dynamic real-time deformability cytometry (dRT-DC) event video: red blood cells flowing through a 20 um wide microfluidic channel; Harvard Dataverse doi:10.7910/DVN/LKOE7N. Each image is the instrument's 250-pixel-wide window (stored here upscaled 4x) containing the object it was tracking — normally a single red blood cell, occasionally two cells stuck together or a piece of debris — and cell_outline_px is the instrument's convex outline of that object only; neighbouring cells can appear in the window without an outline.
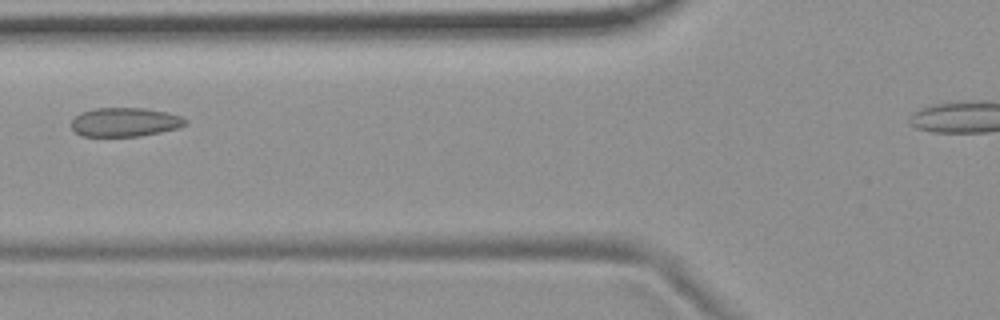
{"species": "common noctule bat (a hibernating species)", "species_latin": "Nyctalus noctula", "temperature_condition": "room temperature", "stored_images_in_passage": 5, "camera_frame_rate_fps": 3000, "um_per_image_px": 0.085, "animal": {"sex": "female", "body_mass_g": 19.9}, "frame": {"image": 1, "passage_image": 3, "time_ms": 2.333, "image_size_px": [1000, 320], "cell_outline_px": [[188, 124], [176, 128], [160, 132], [140, 136], [80, 136], [72, 128], [72, 120], [80, 112], [96, 108], [144, 108], [168, 112], [180, 116], [188, 120]], "centroid_in_image_um": [10.63, 10.37], "position_along_channel_um": 115.2, "area_um2": 19.25}}
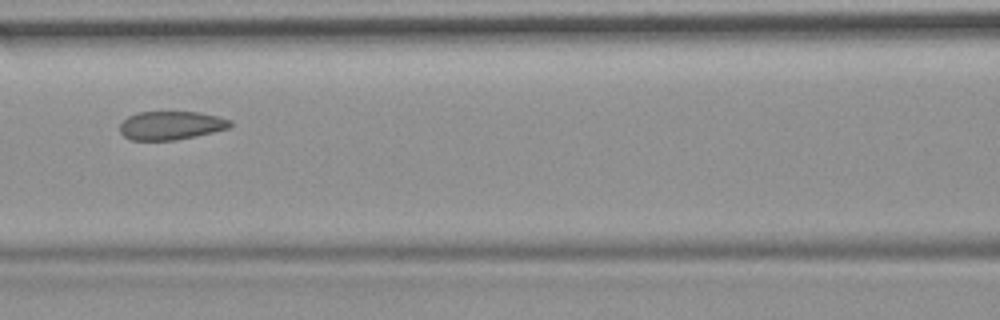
{"frame": {"image": 2, "passage_image": 4, "time_ms": 3.333, "image_size_px": [1000, 320], "cell_outline_px": [[232, 124], [228, 128], [196, 136], [176, 140], [132, 140], [124, 136], [120, 132], [120, 124], [128, 116], [136, 112], [200, 112], [232, 120]], "centroid_in_image_um": [14.52, 10.66], "position_along_channel_um": 152.1, "area_um2": 18.32}}